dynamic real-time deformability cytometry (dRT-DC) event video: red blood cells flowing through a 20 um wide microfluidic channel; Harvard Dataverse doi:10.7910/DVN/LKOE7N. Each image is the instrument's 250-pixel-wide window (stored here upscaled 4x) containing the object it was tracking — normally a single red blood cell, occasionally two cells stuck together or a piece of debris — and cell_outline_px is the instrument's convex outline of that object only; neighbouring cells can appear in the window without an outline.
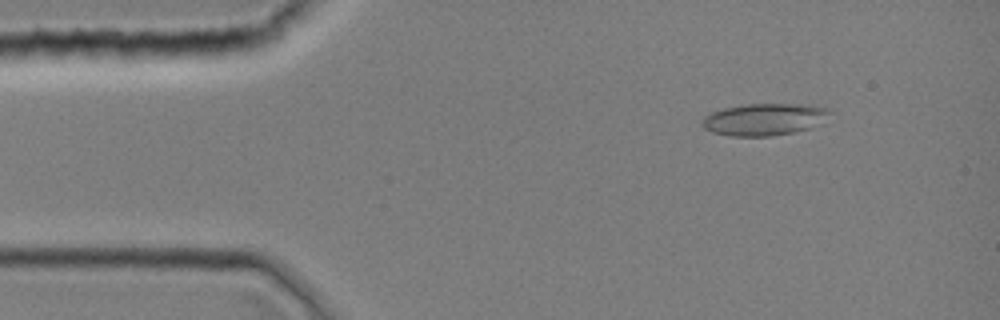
{"species": "common noctule bat (a hibernating species)", "species_latin": "Nyctalus noctula", "temperature_condition": "room temperature", "stored_images_in_passage": 5, "camera_frame_rate_fps": 3000, "um_per_image_px": 0.085, "animal": {"sex": "female", "body_mass_g": 19.0, "forearm_length_mm": 51.5}, "frame": {"image": 1, "passage_image": 5, "time_ms": 1.333, "image_size_px": [1000, 320], "cell_outline_px": [[832, 112], [808, 128], [792, 132], [772, 136], [732, 136], [712, 132], [704, 128], [700, 124], [700, 120], [708, 112], [724, 108], [744, 104], [808, 104], [828, 108]], "centroid_in_image_um": [64.86, 10.13], "position_along_channel_um": 20.1, "area_um2": 23.7}}